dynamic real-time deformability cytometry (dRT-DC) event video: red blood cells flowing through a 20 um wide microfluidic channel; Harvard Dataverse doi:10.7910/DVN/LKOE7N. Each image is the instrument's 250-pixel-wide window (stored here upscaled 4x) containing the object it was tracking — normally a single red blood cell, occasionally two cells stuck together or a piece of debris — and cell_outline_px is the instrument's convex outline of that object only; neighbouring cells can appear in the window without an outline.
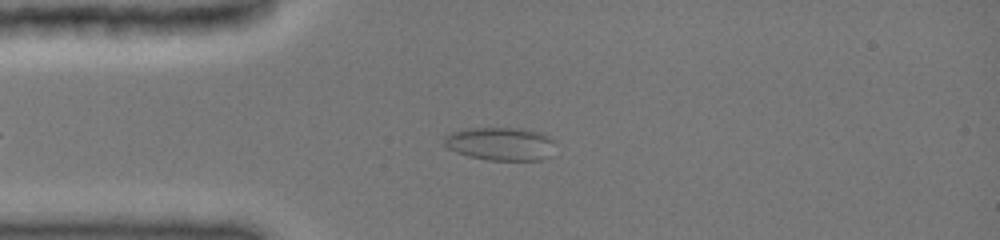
{"species": "common noctule bat (a hibernating species)", "species_latin": "Nyctalus noctula", "temperature_condition": "cold", "stored_images_in_passage": 5, "camera_frame_rate_fps": 3000, "um_per_image_px": 0.085, "animal": {"sex": "female", "body_mass_g": 19.0, "forearm_length_mm": 51.5}, "frame": {"image": 1, "passage_image": 3, "time_ms": 1.667, "image_size_px": [1000, 240], "cell_outline_px": [[552, 156], [544, 160], [488, 160], [468, 156], [456, 152], [448, 148], [444, 144], [444, 136], [452, 132], [468, 128], [520, 128], [540, 132], [548, 136], [552, 140]], "centroid_in_image_um": [42.54, 12.23], "position_along_channel_um": 42.5, "area_um2": 21.56}}
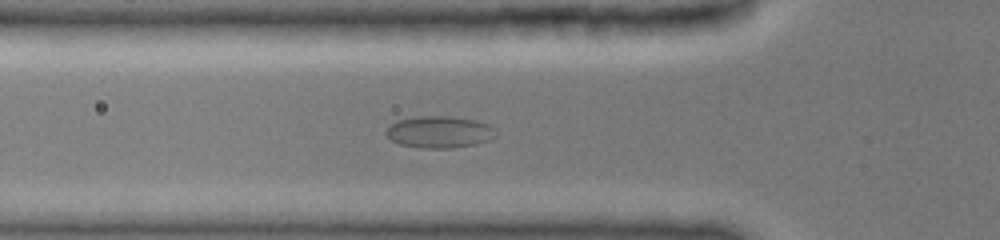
{"frame": {"image": 2, "passage_image": 5, "time_ms": 3.333, "image_size_px": [1000, 240], "cell_outline_px": [[496, 136], [488, 140], [476, 144], [452, 148], [420, 148], [400, 144], [392, 140], [384, 132], [392, 124], [400, 120], [420, 116], [448, 116], [476, 120], [492, 128]], "centroid_in_image_um": [37.33, 11.23], "position_along_channel_um": 88.5, "area_um2": 20.0}}